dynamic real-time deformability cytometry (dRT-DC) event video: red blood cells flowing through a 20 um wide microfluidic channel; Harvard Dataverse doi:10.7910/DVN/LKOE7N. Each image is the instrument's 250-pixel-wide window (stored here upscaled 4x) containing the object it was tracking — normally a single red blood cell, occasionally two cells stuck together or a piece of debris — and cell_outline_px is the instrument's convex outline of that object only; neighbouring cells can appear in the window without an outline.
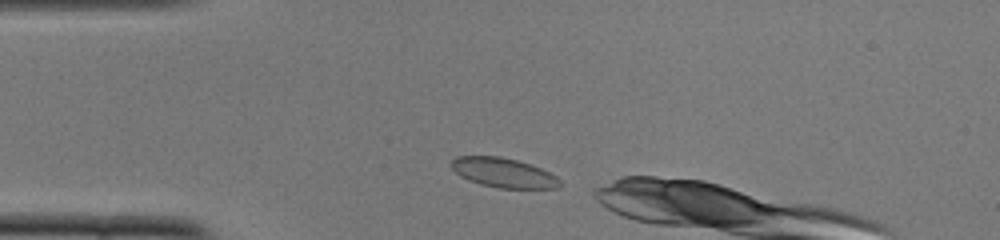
{"species": "common noctule bat (a hibernating species)", "species_latin": "Nyctalus noctula", "temperature_condition": "cold", "stored_images_in_passage": 24, "camera_frame_rate_fps": 3000, "um_per_image_px": 0.085, "animal": {"sex": "female", "body_mass_g": 22.0, "forearm_length_mm": 56.7}, "frame": {"image": 1, "passage_image": 1, "time_ms": 0.0, "image_size_px": [1000, 240], "cell_outline_px": [[560, 184], [556, 188], [496, 188], [480, 184], [468, 180], [460, 176], [452, 168], [452, 160], [456, 156], [500, 156], [516, 160], [540, 168], [556, 176], [560, 180]], "centroid_in_image_um": [42.76, 14.68], "position_along_channel_um": 42.2, "area_um2": 18.5}}
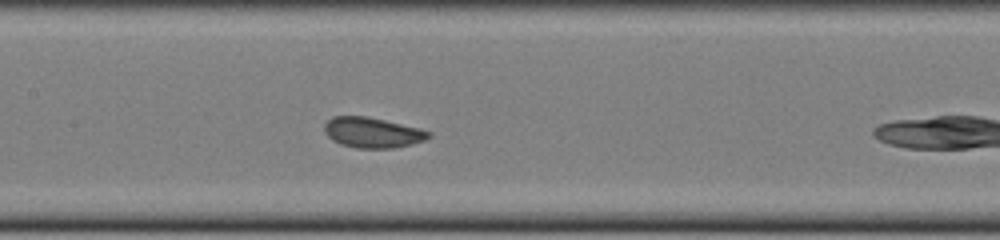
{"frame": {"image": 2, "passage_image": 13, "time_ms": 4.0, "image_size_px": [1000, 240], "cell_outline_px": [[432, 136], [424, 140], [412, 144], [392, 148], [356, 148], [340, 144], [332, 140], [324, 132], [324, 124], [332, 116], [364, 116], [384, 120], [420, 128], [432, 132]], "centroid_in_image_um": [31.65, 11.27], "position_along_channel_um": 175.7, "area_um2": 18.5}}
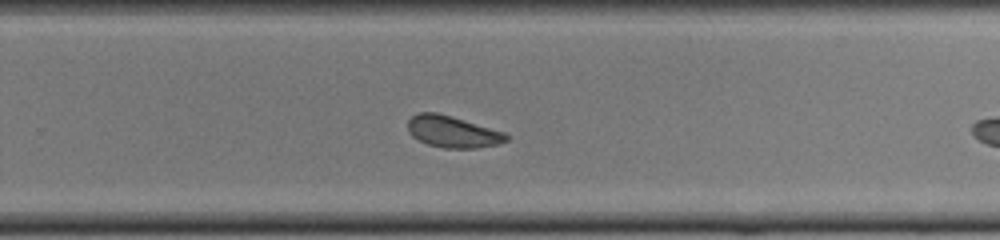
{"frame": {"image": 3, "passage_image": 22, "time_ms": 7.0, "image_size_px": [1000, 240], "cell_outline_px": [[508, 140], [500, 144], [476, 148], [444, 148], [428, 144], [412, 136], [408, 132], [408, 120], [412, 116], [420, 112], [436, 112], [452, 116], [504, 132], [508, 136]], "centroid_in_image_um": [38.47, 11.2], "position_along_channel_um": 291.3, "area_um2": 18.09}}